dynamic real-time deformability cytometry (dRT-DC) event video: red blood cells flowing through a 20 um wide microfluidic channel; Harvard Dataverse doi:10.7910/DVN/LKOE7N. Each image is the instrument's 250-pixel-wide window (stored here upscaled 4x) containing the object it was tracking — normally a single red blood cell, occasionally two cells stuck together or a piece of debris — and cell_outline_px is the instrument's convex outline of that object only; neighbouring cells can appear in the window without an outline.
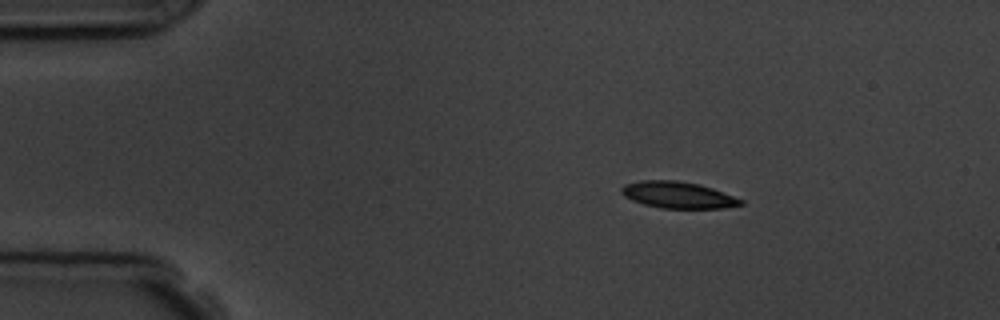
{"species": "common noctule bat (a hibernating species)", "species_latin": "Nyctalus noctula", "temperature_condition": "room temperature", "stored_images_in_passage": 3, "camera_frame_rate_fps": 3000, "um_per_image_px": 0.085, "animal": {"sex": "male", "body_mass_g": 19.5, "forearm_length_mm": 54.6}, "frame": {"image": 1, "passage_image": 1, "time_ms": 0.0, "image_size_px": [1000, 320], "cell_outline_px": [[744, 204], [724, 208], [664, 208], [644, 204], [632, 200], [624, 196], [620, 192], [620, 188], [624, 184], [640, 180], [676, 180], [696, 184], [712, 188], [744, 200]], "centroid_in_image_um": [57.6, 16.57], "position_along_channel_um": 27.4, "area_um2": 18.38}}